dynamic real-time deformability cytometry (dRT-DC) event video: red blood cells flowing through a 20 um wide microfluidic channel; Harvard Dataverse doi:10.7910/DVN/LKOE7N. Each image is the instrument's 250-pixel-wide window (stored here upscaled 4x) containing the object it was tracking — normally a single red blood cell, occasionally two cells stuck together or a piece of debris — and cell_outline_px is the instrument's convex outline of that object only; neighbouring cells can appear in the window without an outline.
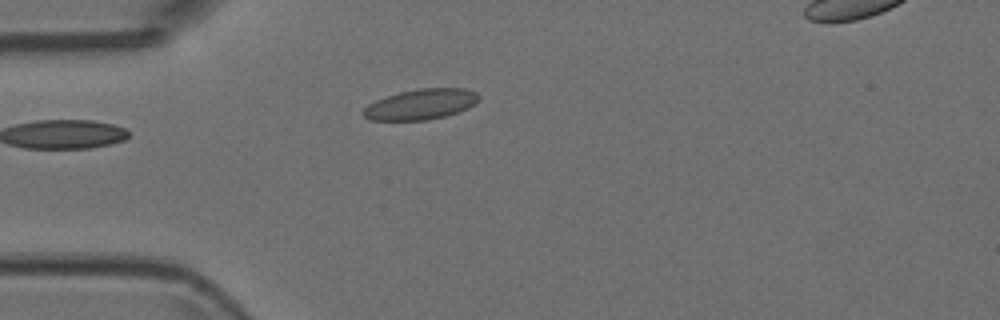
{"species": "Egyptian fruit bat (a non-hibernating species)", "species_latin": "Rousettus aegyptiacus", "temperature_condition": "room temperature", "stored_images_in_passage": 5, "camera_frame_rate_fps": 3000, "um_per_image_px": 0.085, "animal": {"sex": "female"}, "frame": {"image": 1, "passage_image": 4, "time_ms": 1.0, "image_size_px": [1000, 320], "cell_outline_px": [[480, 100], [476, 104], [468, 108], [444, 116], [428, 120], [368, 120], [360, 112], [368, 104], [376, 100], [400, 92], [420, 88], [464, 88], [476, 92], [480, 96]], "centroid_in_image_um": [35.78, 8.86], "position_along_channel_um": 49.2, "area_um2": 20.58}}